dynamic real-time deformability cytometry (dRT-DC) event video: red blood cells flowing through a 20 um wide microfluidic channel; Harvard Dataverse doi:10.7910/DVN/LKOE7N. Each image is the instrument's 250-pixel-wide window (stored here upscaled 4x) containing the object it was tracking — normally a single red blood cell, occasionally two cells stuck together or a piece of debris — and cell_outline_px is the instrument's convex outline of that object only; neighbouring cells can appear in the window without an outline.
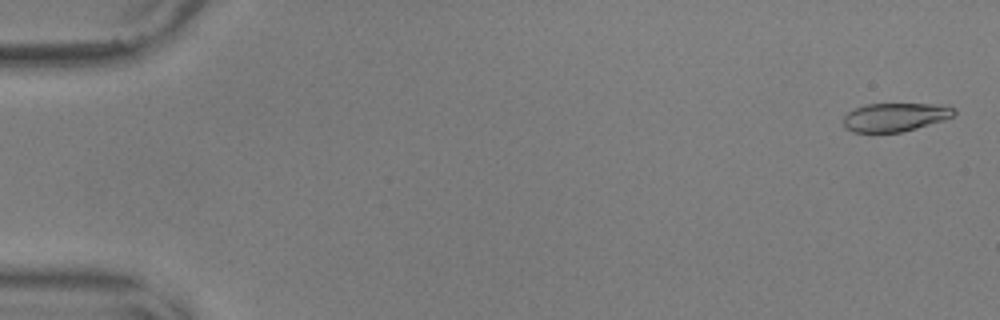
{"species": "common noctule bat (a hibernating species)", "species_latin": "Nyctalus noctula", "temperature_condition": "warm", "stored_images_in_passage": 56, "camera_frame_rate_fps": 3000, "um_per_image_px": 0.085, "animal": {"sex": "male", "body_mass_g": 17.9, "forearm_length_mm": 54.2}, "frame": {"image": 1, "passage_image": 2, "time_ms": 0.333, "image_size_px": [1000, 320], "cell_outline_px": [[956, 112], [952, 116], [944, 120], [916, 128], [900, 132], [852, 132], [844, 124], [844, 116], [848, 112], [856, 108], [868, 104], [948, 104], [956, 108]], "centroid_in_image_um": [76.15, 9.94], "position_along_channel_um": 8.9, "area_um2": 18.32}}
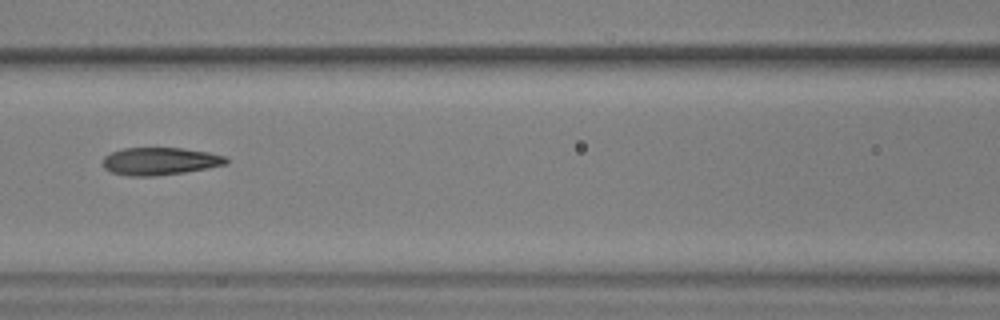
{"frame": {"image": 2, "passage_image": 26, "time_ms": 8.333, "image_size_px": [1000, 320], "cell_outline_px": [[228, 164], [208, 168], [184, 172], [156, 176], [128, 176], [112, 172], [104, 168], [100, 164], [104, 156], [112, 152], [124, 148], [184, 148], [208, 152], [224, 156], [228, 160]], "centroid_in_image_um": [13.57, 13.7], "position_along_channel_um": 153.0, "area_um2": 19.94}}
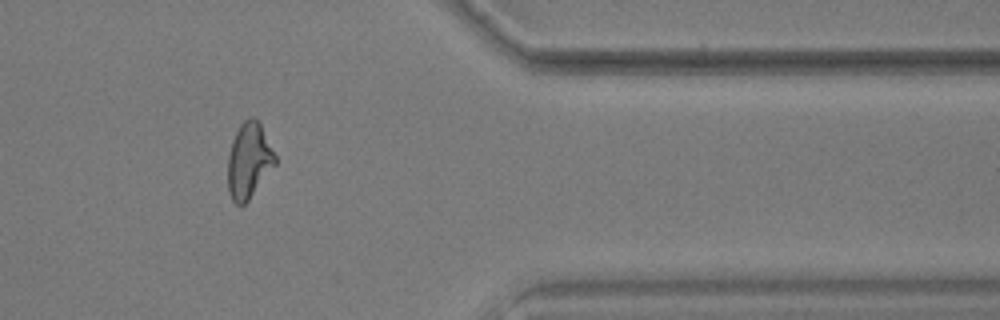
{"frame": {"image": 3, "passage_image": 47, "time_ms": 15.333, "image_size_px": [1000, 320], "cell_outline_px": [[276, 164], [248, 200], [244, 204], [236, 204], [232, 200], [228, 192], [228, 156], [232, 140], [240, 124], [244, 120], [252, 116], [260, 124], [276, 156]], "centroid_in_image_um": [21.14, 13.66], "position_along_channel_um": 390.3, "area_um2": 20.58}, "authors_computed_cell_mechanics": {"area_um2": 20.23, "velocity_mm_per_s": 3.6385, "shape_relaxation_time_tau1_ms": 7.5629, "shape_relaxation_time_tau2_ms": 2.1068, "deformation_change_tau1": 0.2592, "deformation_change_tau2": 0.0906}}